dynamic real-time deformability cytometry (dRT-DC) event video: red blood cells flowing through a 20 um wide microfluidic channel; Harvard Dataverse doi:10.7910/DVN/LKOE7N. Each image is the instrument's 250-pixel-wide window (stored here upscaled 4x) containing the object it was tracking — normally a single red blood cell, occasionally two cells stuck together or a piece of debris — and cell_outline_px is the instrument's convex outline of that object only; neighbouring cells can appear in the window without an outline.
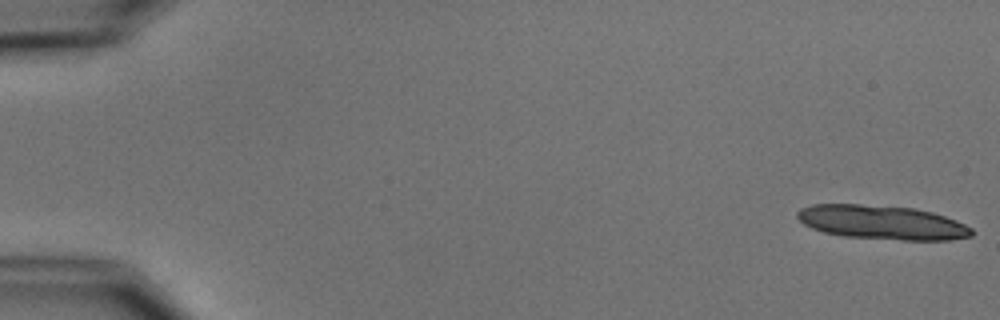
{"species": "common noctule bat (a hibernating species)", "species_latin": "Nyctalus noctula", "temperature_condition": "cold", "stored_images_in_passage": 2, "camera_frame_rate_fps": 3000, "um_per_image_px": 0.085, "animal": {"sex": "male", "body_mass_g": 15.6}, "frame": {"image": 1, "passage_image": 2, "time_ms": 1.333, "image_size_px": [1000, 320], "cell_outline_px": [[972, 236], [948, 240], [900, 240], [844, 236], [824, 232], [812, 228], [804, 224], [796, 216], [796, 212], [800, 208], [812, 204], [860, 204], [912, 208], [932, 212], [956, 220], [972, 228]], "centroid_in_image_um": [74.95, 18.9], "position_along_channel_um": 10.0, "area_um2": 34.56}}